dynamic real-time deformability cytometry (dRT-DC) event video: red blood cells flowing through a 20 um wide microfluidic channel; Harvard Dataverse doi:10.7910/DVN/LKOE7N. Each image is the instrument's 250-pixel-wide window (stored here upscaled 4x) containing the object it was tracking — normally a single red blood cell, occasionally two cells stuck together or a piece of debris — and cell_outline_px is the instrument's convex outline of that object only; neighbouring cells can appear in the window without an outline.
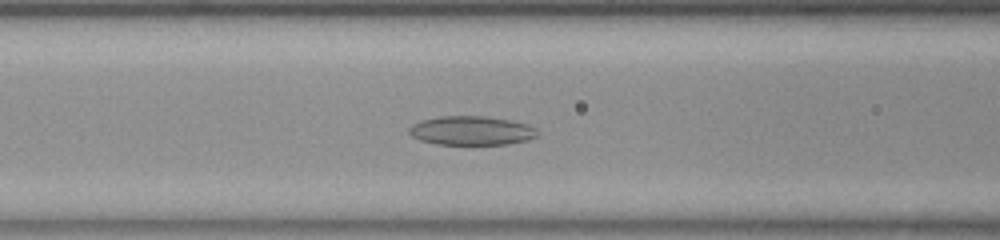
{"species": "common noctule bat (a hibernating species)", "species_latin": "Nyctalus noctula", "temperature_condition": "room temperature", "stored_images_in_passage": 53, "camera_frame_rate_fps": 3000, "um_per_image_px": 0.085, "animal": {"sex": "female", "body_mass_g": 23.0, "forearm_length_mm": 53.4}, "frame": {"image": 1, "passage_image": 20, "time_ms": 6.333, "image_size_px": [1000, 240], "cell_outline_px": [[536, 136], [528, 140], [508, 144], [436, 144], [420, 140], [412, 136], [408, 132], [408, 128], [412, 124], [420, 120], [440, 116], [484, 116], [508, 120], [528, 124], [536, 128]], "centroid_in_image_um": [40.04, 11.1], "position_along_channel_um": 126.6, "area_um2": 21.68}}
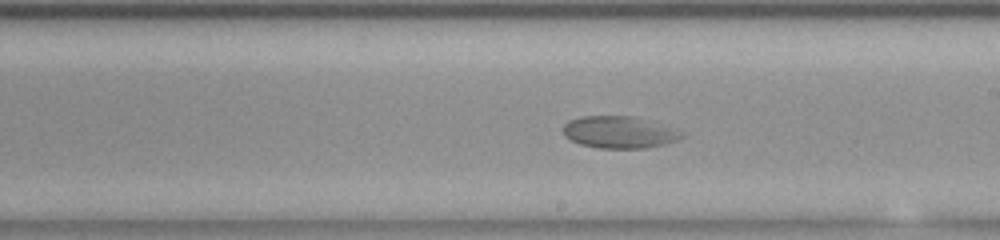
{"frame": {"image": 2, "passage_image": 29, "time_ms": 9.333, "image_size_px": [1000, 240], "cell_outline_px": [[688, 132], [684, 136], [676, 140], [664, 144], [644, 148], [600, 148], [580, 144], [564, 136], [564, 124], [568, 120], [580, 116], [632, 116], [648, 120]], "centroid_in_image_um": [52.66, 11.23], "position_along_channel_um": 236.3, "area_um2": 22.2}}
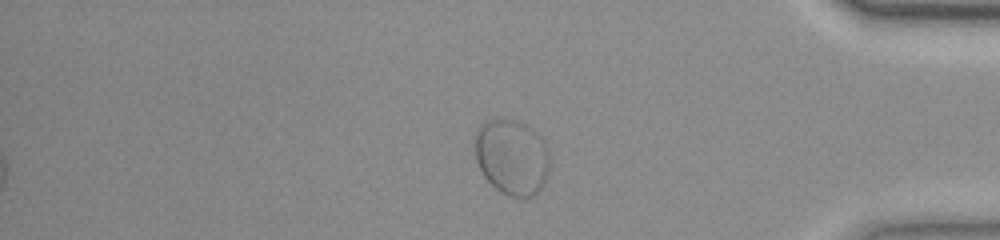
{"frame": {"image": 3, "passage_image": 44, "time_ms": 14.333, "image_size_px": [1000, 240], "cell_outline_px": [[548, 172], [544, 184], [532, 196], [508, 196], [496, 188], [484, 176], [476, 160], [476, 132], [480, 124], [492, 120], [516, 120], [532, 128], [544, 140], [548, 152]], "centroid_in_image_um": [43.52, 13.34], "position_along_channel_um": 391.7, "area_um2": 32.48}}